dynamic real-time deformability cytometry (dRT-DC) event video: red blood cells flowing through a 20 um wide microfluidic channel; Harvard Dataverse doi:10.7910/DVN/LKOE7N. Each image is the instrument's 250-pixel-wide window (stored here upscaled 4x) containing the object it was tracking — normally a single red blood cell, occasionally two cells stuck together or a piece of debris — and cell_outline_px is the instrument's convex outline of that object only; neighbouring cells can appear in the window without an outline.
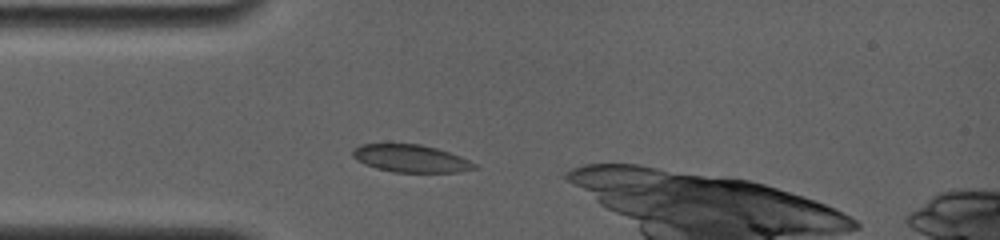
{"species": "common noctule bat (a hibernating species)", "species_latin": "Nyctalus noctula", "temperature_condition": "room temperature", "stored_images_in_passage": 6, "camera_frame_rate_fps": 4000, "um_per_image_px": 0.085, "animal": {"sex": "female", "body_mass_g": 19.0, "forearm_length_mm": 56.7}, "frame": {"image": 1, "passage_image": 1, "time_ms": 0.0, "image_size_px": [1000, 240], "cell_outline_px": [[480, 168], [460, 172], [392, 172], [376, 168], [364, 164], [356, 160], [352, 156], [352, 148], [360, 144], [420, 144], [436, 148], [460, 156], [476, 164]], "centroid_in_image_um": [34.9, 13.47], "position_along_channel_um": 50.1, "area_um2": 19.65}}
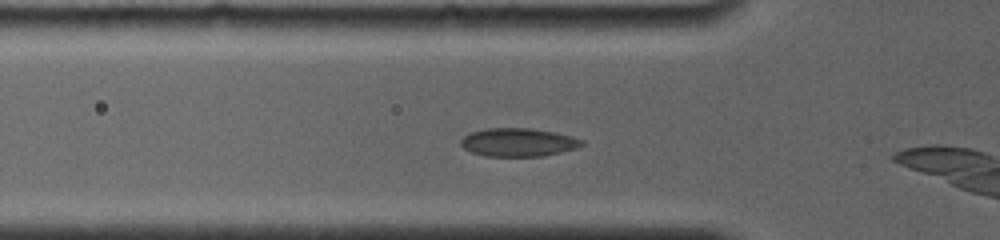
{"frame": {"image": 2, "passage_image": 3, "time_ms": 1.0, "image_size_px": [1000, 240], "cell_outline_px": [[584, 144], [576, 148], [544, 156], [484, 156], [472, 152], [464, 148], [460, 144], [460, 140], [468, 132], [484, 128], [532, 128], [572, 136], [584, 140]], "centroid_in_image_um": [44.02, 12.09], "position_along_channel_um": 81.8, "area_um2": 20.06}}
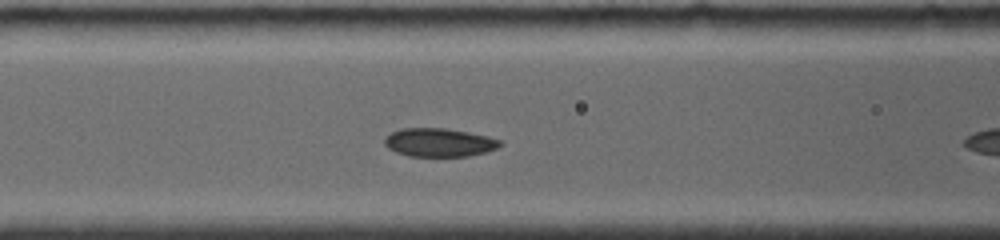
{"frame": {"image": 3, "passage_image": 5, "time_ms": 2.25, "image_size_px": [1000, 240], "cell_outline_px": [[504, 144], [488, 152], [468, 156], [408, 156], [396, 152], [388, 148], [384, 144], [384, 140], [392, 132], [400, 128], [444, 128], [468, 132], [488, 136], [500, 140]], "centroid_in_image_um": [37.35, 12.11], "position_along_channel_um": 129.3, "area_um2": 19.19}}